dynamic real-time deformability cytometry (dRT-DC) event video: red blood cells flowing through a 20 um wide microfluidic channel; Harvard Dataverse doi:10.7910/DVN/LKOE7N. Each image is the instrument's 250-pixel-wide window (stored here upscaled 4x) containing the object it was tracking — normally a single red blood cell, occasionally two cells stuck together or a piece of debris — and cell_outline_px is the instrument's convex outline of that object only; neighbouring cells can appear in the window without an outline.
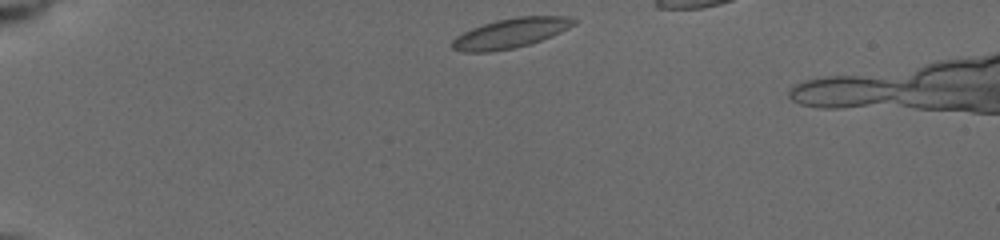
{"species": "common noctule bat (a hibernating species)", "species_latin": "Nyctalus noctula", "temperature_condition": "cold", "stored_images_in_passage": 31, "camera_frame_rate_fps": 3000, "um_per_image_px": 0.085, "animal": {"sex": "female", "body_mass_g": 19.5, "forearm_length_mm": 54.1}, "frame": {"image": 1, "passage_image": 1, "time_ms": 0.0, "image_size_px": [1000, 240], "cell_outline_px": [[576, 24], [560, 32], [540, 40], [528, 44], [512, 48], [488, 52], [464, 52], [452, 48], [452, 40], [456, 36], [472, 28], [496, 20], [516, 16], [568, 16], [576, 20]], "centroid_in_image_um": [43.39, 2.8], "position_along_channel_um": 41.6, "area_um2": 20.81}}
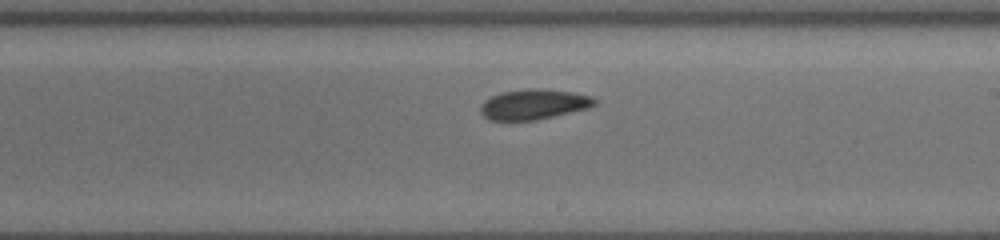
{"frame": {"image": 2, "passage_image": 16, "time_ms": 6.667, "image_size_px": [1000, 240], "cell_outline_px": [[596, 104], [588, 108], [536, 120], [492, 120], [484, 116], [480, 112], [480, 108], [484, 100], [500, 92], [528, 88], [532, 88], [572, 92], [592, 96], [596, 100]], "centroid_in_image_um": [45.36, 8.86], "position_along_channel_um": 243.6, "area_um2": 19.94}}
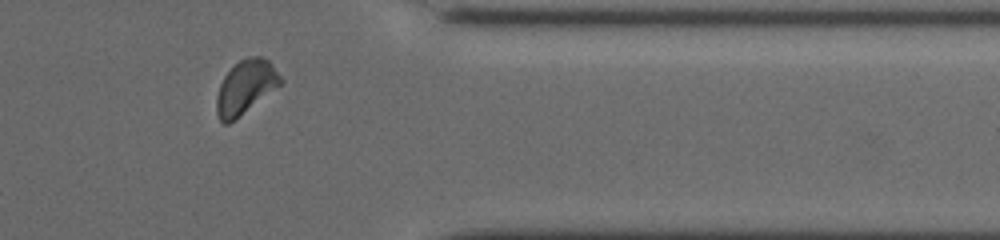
{"frame": {"image": 3, "passage_image": 27, "time_ms": 10.667, "image_size_px": [1000, 240], "cell_outline_px": [[284, 80], [280, 84], [228, 124], [224, 124], [220, 120], [216, 112], [216, 96], [220, 84], [224, 76], [240, 60], [248, 56], [260, 56], [268, 60], [272, 64]], "centroid_in_image_um": [20.85, 7.38], "position_along_channel_um": 390.5, "area_um2": 19.54}}